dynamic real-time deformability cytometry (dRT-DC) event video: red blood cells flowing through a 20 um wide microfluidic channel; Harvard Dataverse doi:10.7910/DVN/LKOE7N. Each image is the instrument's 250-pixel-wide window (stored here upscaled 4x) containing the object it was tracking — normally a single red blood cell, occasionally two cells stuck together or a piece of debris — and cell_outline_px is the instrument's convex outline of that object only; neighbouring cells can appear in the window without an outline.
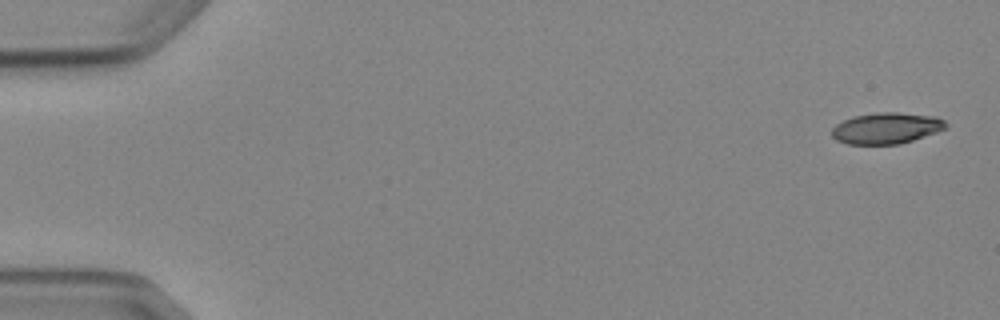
{"species": "Egyptian fruit bat (a non-hibernating species)", "species_latin": "Rousettus aegyptiacus", "temperature_condition": "cold", "stored_images_in_passage": 5, "camera_frame_rate_fps": 3000, "um_per_image_px": 0.085, "animal": {"sex": "female"}, "frame": {"image": 1, "passage_image": 1, "time_ms": 0.0, "image_size_px": [1000, 320], "cell_outline_px": [[948, 128], [900, 144], [848, 144], [836, 140], [832, 136], [832, 128], [836, 124], [852, 116], [876, 112], [896, 112], [936, 116], [944, 120], [948, 124]], "centroid_in_image_um": [75.35, 10.89], "position_along_channel_um": 9.7, "area_um2": 20.81}}
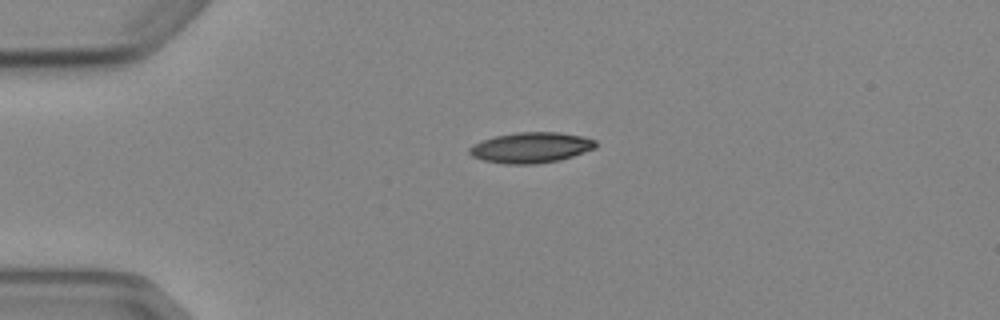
{"frame": {"image": 2, "passage_image": 4, "time_ms": 3.667, "image_size_px": [1000, 320], "cell_outline_px": [[596, 148], [560, 160], [536, 164], [504, 164], [484, 160], [472, 156], [468, 152], [468, 148], [472, 144], [496, 136], [516, 132], [560, 132], [580, 136], [596, 140]], "centroid_in_image_um": [45.12, 12.55], "position_along_channel_um": 39.9, "area_um2": 22.48}}